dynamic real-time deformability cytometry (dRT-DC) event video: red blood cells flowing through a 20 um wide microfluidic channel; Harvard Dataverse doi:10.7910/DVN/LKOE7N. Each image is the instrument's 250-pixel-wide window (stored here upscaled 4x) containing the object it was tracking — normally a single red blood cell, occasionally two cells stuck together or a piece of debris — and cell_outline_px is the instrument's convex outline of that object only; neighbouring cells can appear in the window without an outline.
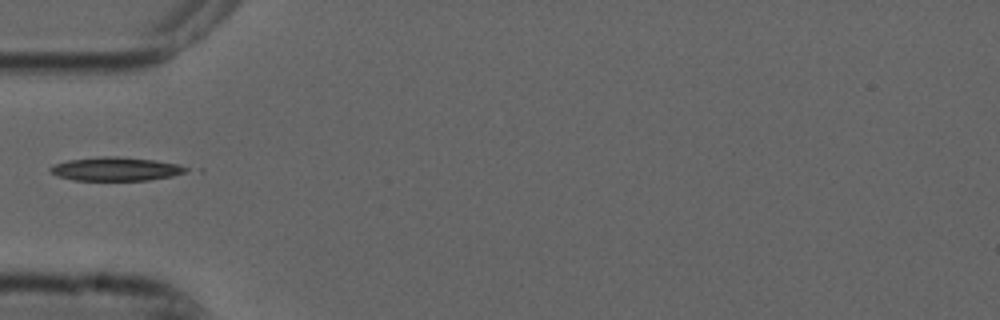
{"species": "common noctule bat (a hibernating species)", "species_latin": "Nyctalus noctula", "temperature_condition": "cold", "stored_images_in_passage": 4, "camera_frame_rate_fps": 3000, "um_per_image_px": 0.085, "animal": {"sex": "male", "forearm_length_mm": 52.5}, "frame": {"image": 1, "passage_image": 3, "time_ms": 0.667, "image_size_px": [1000, 320], "cell_outline_px": [[188, 168], [184, 172], [172, 176], [148, 180], [72, 180], [56, 176], [48, 168], [52, 164], [68, 160], [100, 156], [116, 156], [152, 160], [180, 164]], "centroid_in_image_um": [9.78, 14.36], "position_along_channel_um": 75.2, "area_um2": 18.67}}
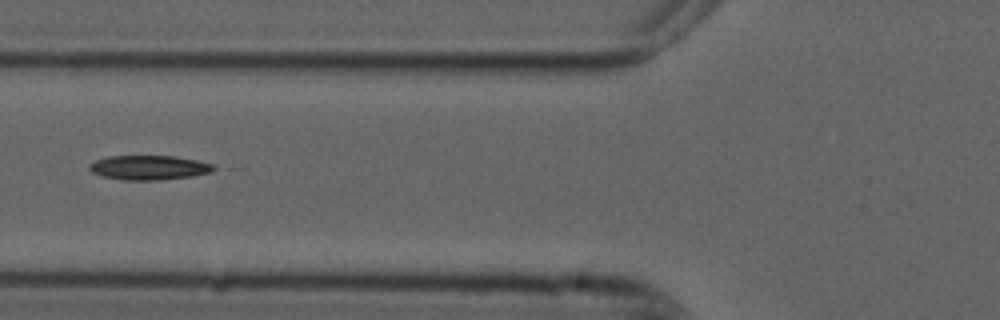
{"frame": {"image": 2, "passage_image": 4, "time_ms": 1.0, "image_size_px": [1000, 320], "cell_outline_px": [[220, 168], [212, 172], [192, 176], [160, 180], [124, 180], [100, 176], [92, 172], [88, 168], [88, 164], [96, 160], [108, 156], [176, 156], [216, 164]], "centroid_in_image_um": [12.71, 14.24], "position_along_channel_um": 113.1, "area_um2": 18.03}}